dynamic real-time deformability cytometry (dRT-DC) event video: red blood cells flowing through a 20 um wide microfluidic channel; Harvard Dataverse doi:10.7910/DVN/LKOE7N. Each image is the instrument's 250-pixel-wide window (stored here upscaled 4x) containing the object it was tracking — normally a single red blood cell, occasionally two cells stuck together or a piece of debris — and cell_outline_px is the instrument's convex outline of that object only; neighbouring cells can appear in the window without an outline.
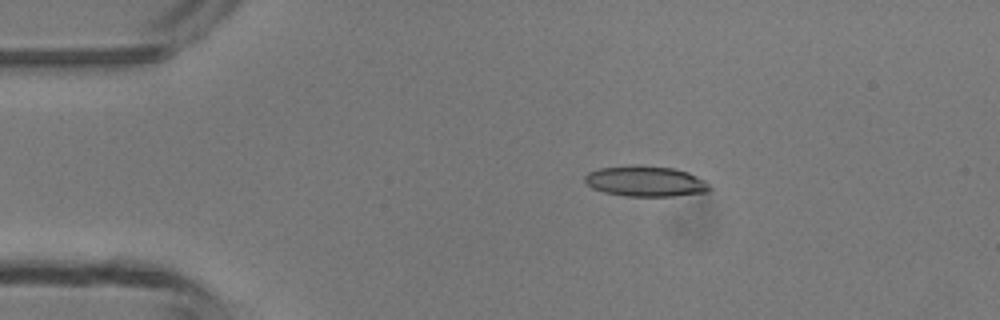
{"species": "common noctule bat (a hibernating species)", "species_latin": "Nyctalus noctula", "temperature_condition": "room temperature", "stored_images_in_passage": 4, "camera_frame_rate_fps": 3000, "um_per_image_px": 0.085, "animal": {"sex": "male", "body_mass_g": 13.3}, "frame": {"image": 1, "passage_image": 3, "time_ms": 2.333, "image_size_px": [1000, 320], "cell_outline_px": [[712, 188], [708, 192], [672, 196], [624, 196], [604, 192], [592, 188], [584, 180], [584, 176], [588, 172], [600, 168], [636, 164], [640, 164], [672, 168], [688, 172], [704, 180]], "centroid_in_image_um": [54.86, 15.4], "position_along_channel_um": 30.1, "area_um2": 22.37}}